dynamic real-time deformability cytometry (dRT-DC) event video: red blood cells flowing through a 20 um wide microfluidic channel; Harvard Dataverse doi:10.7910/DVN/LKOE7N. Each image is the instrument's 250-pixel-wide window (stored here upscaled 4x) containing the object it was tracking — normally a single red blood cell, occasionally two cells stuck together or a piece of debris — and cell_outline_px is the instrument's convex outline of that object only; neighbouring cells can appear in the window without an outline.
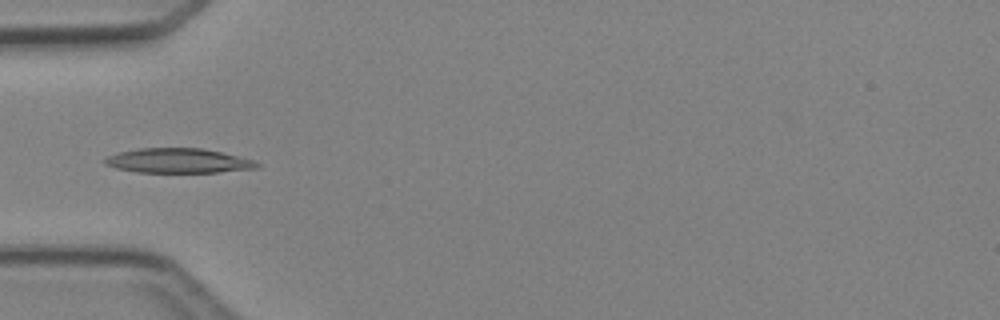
{"species": "Egyptian fruit bat (a non-hibernating species)", "species_latin": "Rousettus aegyptiacus", "temperature_condition": "cold", "stored_images_in_passage": 5, "camera_frame_rate_fps": 3000, "um_per_image_px": 0.085, "animal": {"sex": "female"}, "frame": {"image": 1, "passage_image": 5, "time_ms": 4.667, "image_size_px": [1000, 320], "cell_outline_px": [[260, 164], [256, 168], [216, 172], [136, 172], [116, 168], [104, 164], [100, 160], [108, 156], [120, 152], [140, 148], [200, 148], [220, 152], [252, 160]], "centroid_in_image_um": [15.07, 13.66], "position_along_channel_um": 69.9, "area_um2": 21.56}}